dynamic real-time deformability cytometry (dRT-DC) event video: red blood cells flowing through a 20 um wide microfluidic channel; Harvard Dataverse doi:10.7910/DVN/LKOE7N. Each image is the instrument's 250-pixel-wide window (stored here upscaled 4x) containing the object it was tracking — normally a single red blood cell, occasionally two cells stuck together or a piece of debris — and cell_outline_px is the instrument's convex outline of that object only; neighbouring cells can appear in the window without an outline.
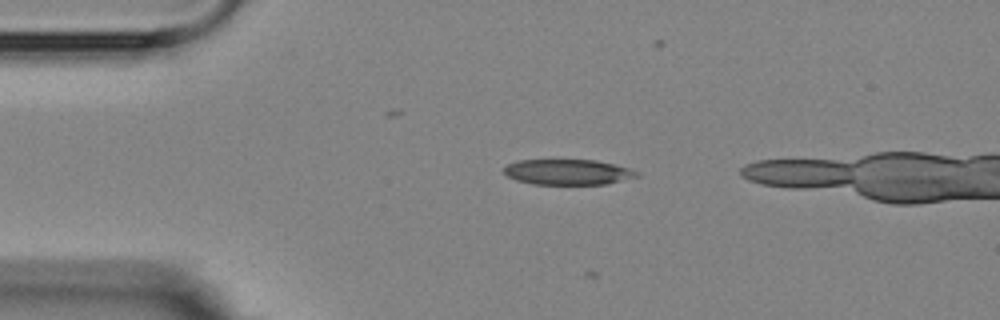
{"species": "Egyptian fruit bat (a non-hibernating species)", "species_latin": "Rousettus aegyptiacus", "temperature_condition": "room temperature", "stored_images_in_passage": 3, "camera_frame_rate_fps": 3000, "um_per_image_px": 0.085, "animal": {"sex": "female"}, "frame": {"image": 1, "passage_image": 1, "time_ms": 0.0, "image_size_px": [1000, 320], "cell_outline_px": [[640, 176], [608, 184], [532, 184], [516, 180], [508, 176], [504, 172], [504, 168], [508, 164], [520, 160], [596, 160], [632, 168], [640, 172]], "centroid_in_image_um": [48.34, 14.62], "position_along_channel_um": 36.7, "area_um2": 19.83}}